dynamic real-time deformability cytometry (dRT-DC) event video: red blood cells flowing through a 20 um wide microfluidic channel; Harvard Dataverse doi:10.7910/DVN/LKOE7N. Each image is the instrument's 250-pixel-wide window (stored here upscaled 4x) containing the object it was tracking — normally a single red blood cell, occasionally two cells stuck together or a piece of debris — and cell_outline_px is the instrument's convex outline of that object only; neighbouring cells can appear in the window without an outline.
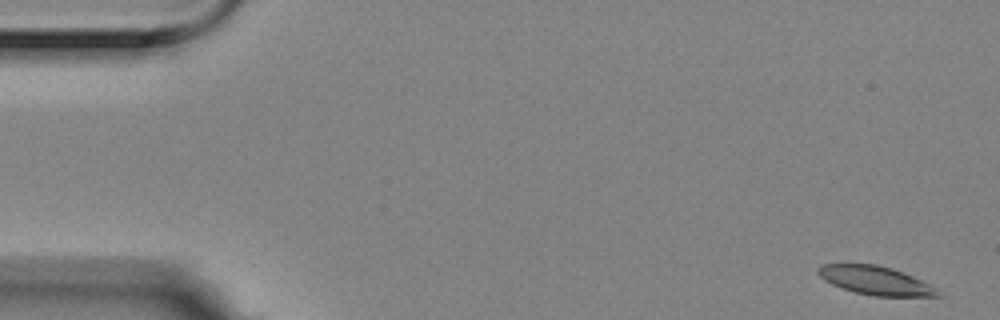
{"species": "Egyptian fruit bat (a non-hibernating species)", "species_latin": "Rousettus aegyptiacus", "temperature_condition": "room temperature", "stored_images_in_passage": 5, "camera_frame_rate_fps": 3000, "um_per_image_px": 0.085, "animal": {"sex": "female"}, "frame": {"image": 1, "passage_image": 1, "time_ms": 0.0, "image_size_px": [1000, 320], "cell_outline_px": [[940, 296], [872, 296], [840, 288], [824, 280], [816, 272], [816, 268], [820, 264], [876, 264], [892, 268], [912, 276], [940, 288]], "centroid_in_image_um": [74.41, 23.84], "position_along_channel_um": 10.6, "area_um2": 20.11}}
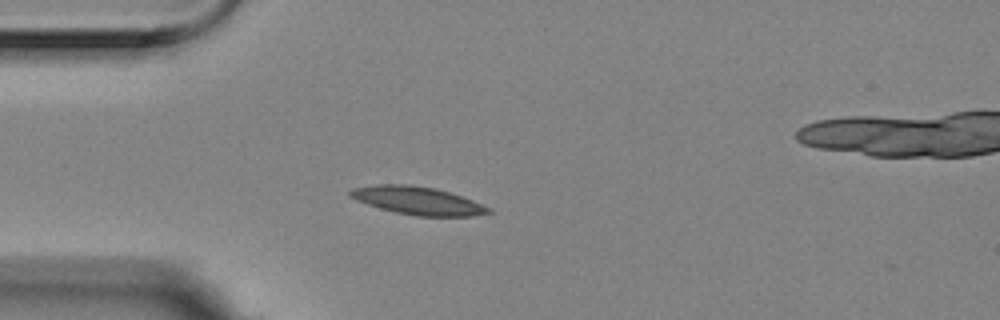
{"frame": {"image": 2, "passage_image": 4, "time_ms": 1.0, "image_size_px": [1000, 320], "cell_outline_px": [[492, 212], [472, 216], [416, 216], [396, 212], [380, 208], [356, 200], [348, 196], [348, 192], [352, 188], [380, 184], [408, 184], [432, 188], [448, 192], [472, 200], [492, 208]], "centroid_in_image_um": [35.49, 17.06], "position_along_channel_um": 49.5, "area_um2": 22.31}}